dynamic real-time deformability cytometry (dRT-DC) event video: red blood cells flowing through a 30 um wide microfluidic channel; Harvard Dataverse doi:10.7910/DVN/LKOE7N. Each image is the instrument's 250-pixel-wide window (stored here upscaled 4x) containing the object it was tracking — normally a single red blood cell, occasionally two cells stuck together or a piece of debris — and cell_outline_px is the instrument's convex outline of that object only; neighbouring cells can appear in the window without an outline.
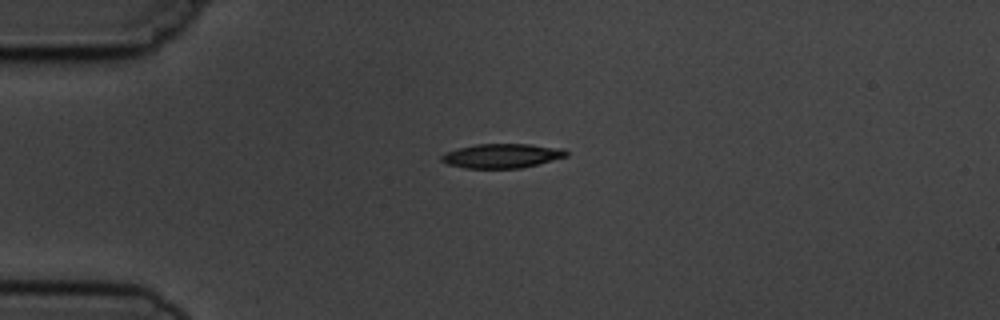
{"species": "common noctule bat (a hibernating species)", "species_latin": "Nyctalus noctula", "temperature_condition": "cold", "stored_images_in_passage": 14, "camera_frame_rate_fps": 3000, "um_per_image_px": 0.085, "animal": {"sex": "male", "body_mass_g": 19.5, "forearm_length_mm": 54.6}, "frame": {"image": 1, "passage_image": 3, "time_ms": 3.0, "image_size_px": [1000, 320], "cell_outline_px": [[568, 156], [520, 168], [464, 168], [448, 164], [440, 160], [440, 156], [444, 152], [476, 144], [528, 144], [564, 148], [568, 152]], "centroid_in_image_um": [42.65, 13.24], "position_along_channel_um": 42.3, "area_um2": 17.63}}
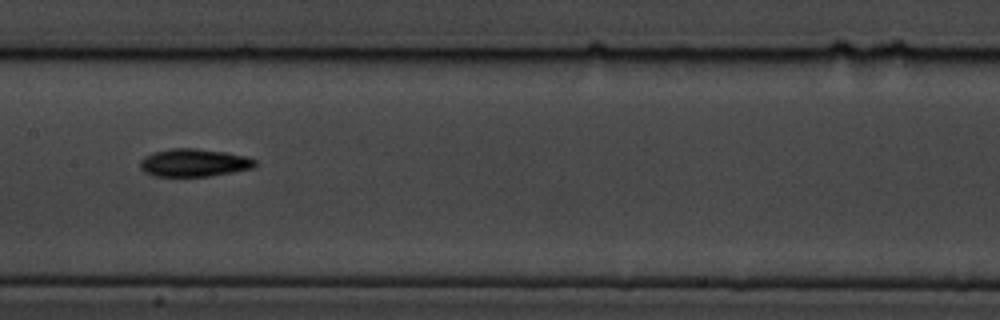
{"frame": {"image": 2, "passage_image": 7, "time_ms": 7.667, "image_size_px": [1000, 320], "cell_outline_px": [[256, 164], [252, 168], [212, 176], [152, 176], [144, 172], [140, 168], [140, 160], [144, 156], [156, 152], [172, 148], [196, 148], [224, 152], [248, 156], [256, 160]], "centroid_in_image_um": [16.48, 13.83], "position_along_channel_um": 190.9, "area_um2": 18.67}}
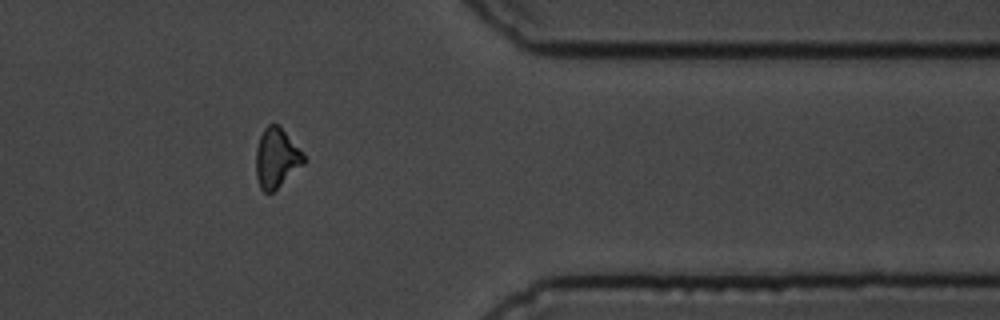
{"frame": {"image": 3, "passage_image": 12, "time_ms": 13.333, "image_size_px": [1000, 320], "cell_outline_px": [[308, 160], [304, 164], [272, 192], [264, 192], [260, 188], [256, 176], [256, 148], [260, 136], [264, 128], [268, 124], [276, 124], [284, 132]], "centroid_in_image_um": [23.48, 13.45], "position_along_channel_um": 387.9, "area_um2": 16.24}, "authors_computed_cell_mechanics": {"area_um2": 16.9932, "velocity_mm_per_s": 3.7448, "shape_relaxation_time_tau1_ms": 2.2359, "shape_relaxation_time_tau2_ms": null, "deformation_change_tau1": 0.0986, "deformation_change_tau2": null}}